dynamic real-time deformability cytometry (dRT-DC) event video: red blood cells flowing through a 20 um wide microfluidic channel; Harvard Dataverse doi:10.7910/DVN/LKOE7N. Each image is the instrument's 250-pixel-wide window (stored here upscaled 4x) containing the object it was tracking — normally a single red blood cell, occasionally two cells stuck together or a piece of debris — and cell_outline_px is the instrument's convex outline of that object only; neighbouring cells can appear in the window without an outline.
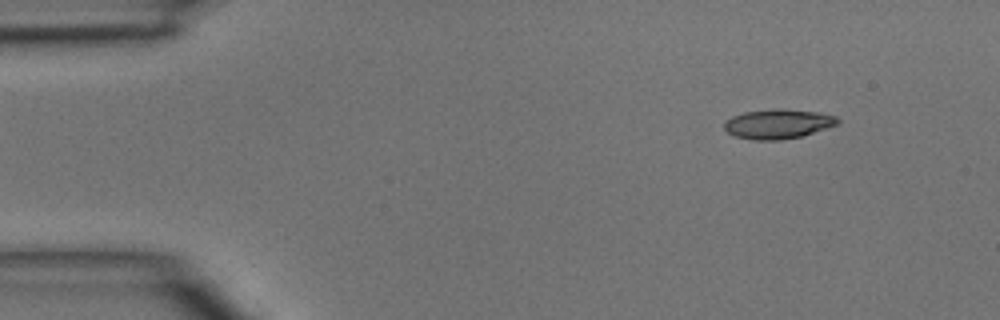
{"species": "common noctule bat (a hibernating species)", "species_latin": "Nyctalus noctula", "temperature_condition": "room temperature", "stored_images_in_passage": 5, "camera_frame_rate_fps": 3000, "um_per_image_px": 0.085, "animal": {"sex": "male", "body_mass_g": 15.6}, "frame": {"image": 1, "passage_image": 1, "time_ms": 0.0, "image_size_px": [1000, 320], "cell_outline_px": [[840, 124], [800, 136], [780, 140], [756, 140], [732, 136], [724, 128], [724, 120], [732, 116], [744, 112], [772, 108], [780, 108], [820, 112], [836, 116], [840, 120]], "centroid_in_image_um": [66.12, 10.52], "position_along_channel_um": 18.9, "area_um2": 19.77}}
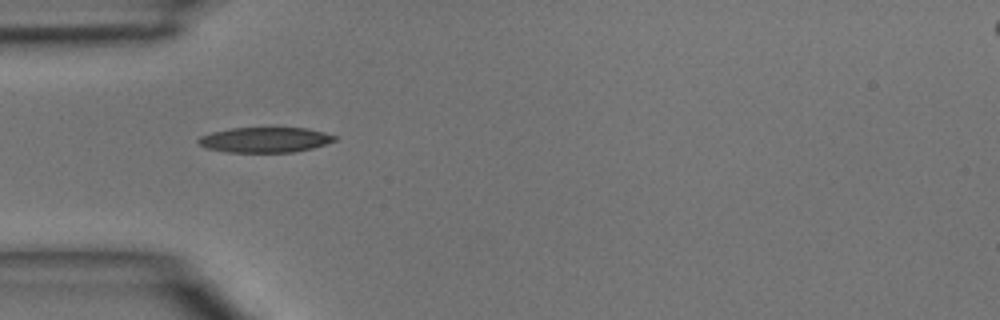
{"frame": {"image": 2, "passage_image": 3, "time_ms": 3.0, "image_size_px": [1000, 320], "cell_outline_px": [[336, 140], [312, 148], [296, 152], [228, 152], [208, 148], [200, 144], [196, 140], [200, 136], [212, 132], [232, 128], [308, 128], [324, 132], [336, 136]], "centroid_in_image_um": [22.54, 11.88], "position_along_channel_um": 62.5, "area_um2": 19.88}}